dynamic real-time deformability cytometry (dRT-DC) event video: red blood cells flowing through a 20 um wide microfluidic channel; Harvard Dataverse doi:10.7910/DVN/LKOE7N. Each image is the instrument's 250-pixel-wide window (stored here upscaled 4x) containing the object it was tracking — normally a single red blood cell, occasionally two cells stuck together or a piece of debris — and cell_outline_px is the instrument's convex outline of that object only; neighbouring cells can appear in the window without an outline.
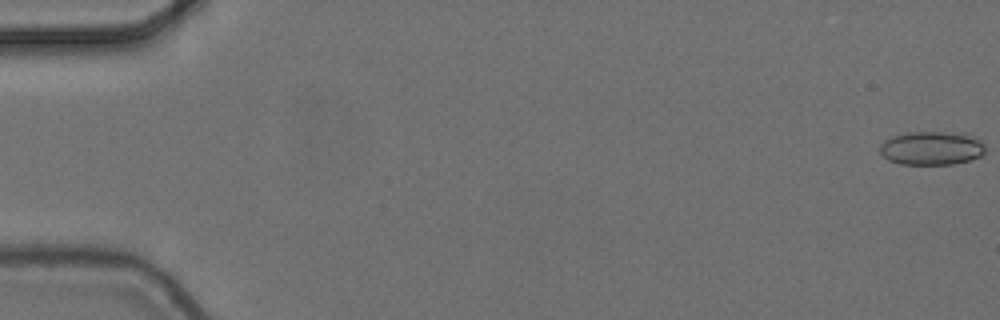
{"species": "common noctule bat (a hibernating species)", "species_latin": "Nyctalus noctula", "temperature_condition": "cold", "stored_images_in_passage": 7, "camera_frame_rate_fps": 3000, "um_per_image_px": 0.085, "animal": {"sex": "female", "body_mass_g": 24.6, "forearm_length_mm": 56.2}, "frame": {"image": 1, "passage_image": 1, "time_ms": 0.0, "image_size_px": [1000, 320], "cell_outline_px": [[984, 152], [980, 156], [972, 160], [952, 164], [900, 164], [888, 160], [880, 152], [880, 144], [884, 140], [892, 136], [908, 132], [964, 132], [976, 136], [984, 144]], "centroid_in_image_um": [79.21, 12.58], "position_along_channel_um": 5.8, "area_um2": 20.98}}
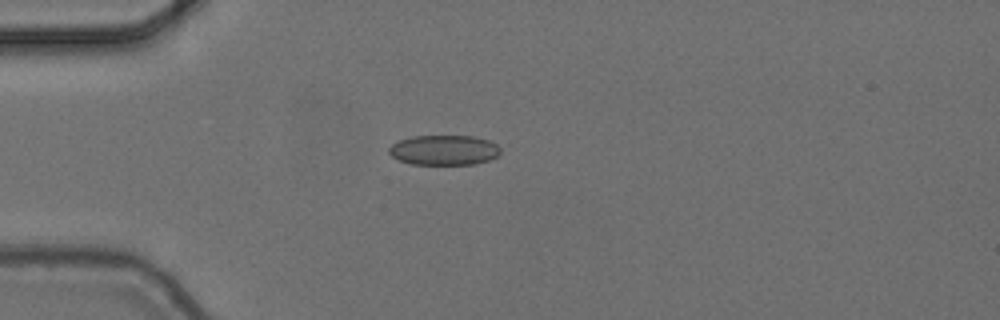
{"frame": {"image": 2, "passage_image": 5, "time_ms": 1.333, "image_size_px": [1000, 320], "cell_outline_px": [[500, 152], [496, 156], [488, 160], [472, 164], [412, 164], [400, 160], [392, 156], [388, 152], [388, 148], [392, 144], [400, 140], [412, 136], [472, 136], [488, 140], [496, 144], [500, 148]], "centroid_in_image_um": [37.72, 12.75], "position_along_channel_um": 47.3, "area_um2": 19.31}}
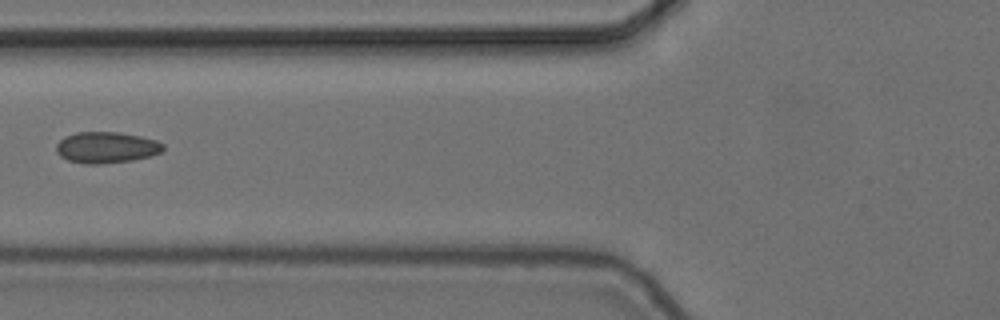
{"frame": {"image": 3, "passage_image": 7, "time_ms": 2.0, "image_size_px": [1000, 320], "cell_outline_px": [[164, 148], [160, 152], [148, 156], [132, 160], [100, 164], [84, 164], [68, 160], [60, 156], [56, 152], [56, 144], [64, 136], [76, 132], [120, 132], [140, 136], [156, 140], [164, 144]], "centroid_in_image_um": [9.01, 12.53], "position_along_channel_um": 116.8, "area_um2": 19.48}}